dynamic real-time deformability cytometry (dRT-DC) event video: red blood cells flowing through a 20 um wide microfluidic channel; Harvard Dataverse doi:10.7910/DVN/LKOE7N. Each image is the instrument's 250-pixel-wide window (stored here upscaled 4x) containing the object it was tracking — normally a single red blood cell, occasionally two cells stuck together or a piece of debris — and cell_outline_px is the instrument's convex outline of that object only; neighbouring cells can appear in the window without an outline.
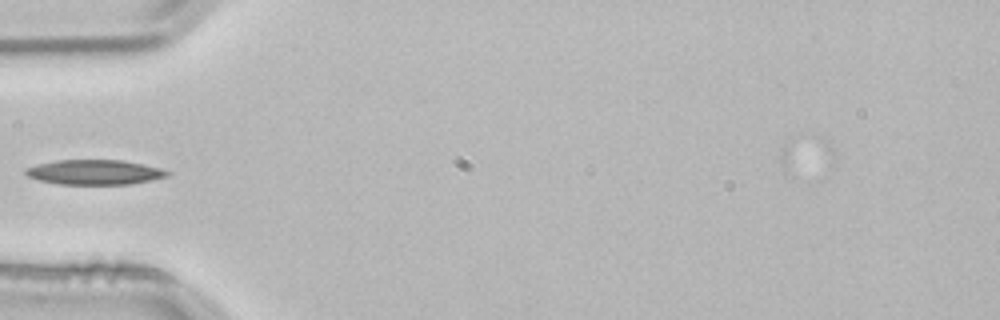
{"species": "common noctule bat (a hibernating species)", "species_latin": "Nyctalus noctula", "temperature_condition": "room temperature", "stored_images_in_passage": 4, "camera_frame_rate_fps": 3000, "um_per_image_px": 0.085, "animal": {"sex": "male", "body_mass_g": 21.5, "forearm_length_mm": 52.0}, "frame": {"image": 1, "passage_image": 4, "time_ms": 1.0, "image_size_px": [1000, 320], "cell_outline_px": [[172, 172], [168, 176], [152, 180], [132, 184], [60, 184], [40, 180], [28, 176], [24, 172], [24, 168], [36, 164], [60, 160], [120, 160], [160, 168]], "centroid_in_image_um": [8.04, 14.64], "position_along_channel_um": 77.0, "area_um2": 20.4}}